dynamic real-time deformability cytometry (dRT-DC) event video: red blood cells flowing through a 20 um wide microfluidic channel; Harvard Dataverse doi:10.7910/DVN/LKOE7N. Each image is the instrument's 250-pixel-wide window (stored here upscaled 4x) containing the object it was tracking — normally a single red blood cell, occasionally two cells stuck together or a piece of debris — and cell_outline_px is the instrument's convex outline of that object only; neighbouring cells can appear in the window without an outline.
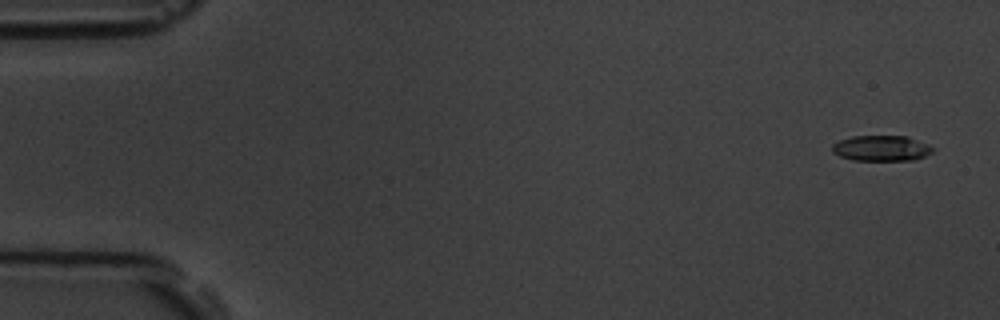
{"species": "common noctule bat (a hibernating species)", "species_latin": "Nyctalus noctula", "temperature_condition": "room temperature", "stored_images_in_passage": 5, "camera_frame_rate_fps": 3000, "um_per_image_px": 0.085, "animal": {"sex": "male", "body_mass_g": 19.5, "forearm_length_mm": 54.6}, "frame": {"image": 1, "passage_image": 1, "time_ms": 0.0, "image_size_px": [1000, 320], "cell_outline_px": [[936, 148], [932, 152], [916, 160], [852, 160], [840, 156], [832, 152], [832, 144], [840, 140], [852, 136], [908, 136], [928, 144]], "centroid_in_image_um": [74.94, 12.6], "position_along_channel_um": 10.1, "area_um2": 15.09}}
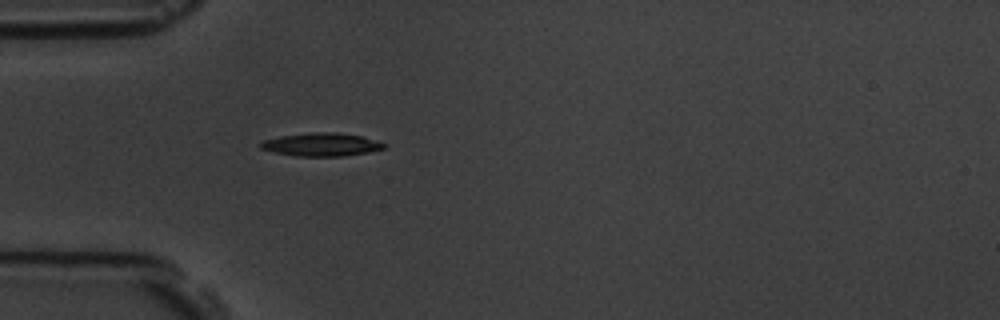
{"frame": {"image": 2, "passage_image": 5, "time_ms": 4.667, "image_size_px": [1000, 320], "cell_outline_px": [[388, 144], [384, 148], [368, 152], [344, 156], [296, 156], [276, 152], [260, 148], [260, 140], [280, 136], [308, 132], [336, 132], [364, 136]], "centroid_in_image_um": [27.33, 12.27], "position_along_channel_um": 57.7, "area_um2": 16.82}}